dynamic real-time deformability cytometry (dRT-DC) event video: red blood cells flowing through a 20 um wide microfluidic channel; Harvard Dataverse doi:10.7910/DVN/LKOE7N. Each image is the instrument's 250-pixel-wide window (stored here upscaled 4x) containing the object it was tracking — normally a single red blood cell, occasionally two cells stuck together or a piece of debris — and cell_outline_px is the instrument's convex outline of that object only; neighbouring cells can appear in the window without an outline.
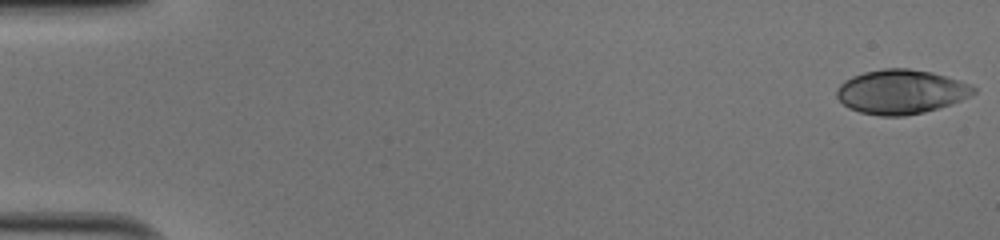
{"species": "human", "species_latin": "Homo sapiens", "temperature_condition": "cold", "stored_images_in_passage": 50, "camera_frame_rate_fps": 3000, "um_per_image_px": 0.085, "donor": {"sex": "male"}, "frame": {"image": 1, "passage_image": 1, "time_ms": 0.0, "image_size_px": [1000, 240], "cell_outline_px": [[976, 92], [972, 96], [952, 104], [924, 112], [904, 116], [880, 116], [860, 112], [848, 108], [836, 96], [836, 88], [844, 80], [852, 76], [864, 72], [884, 68], [908, 68], [932, 72], [960, 80], [972, 84], [976, 88]], "centroid_in_image_um": [76.61, 7.8], "position_along_channel_um": 8.4, "area_um2": 35.66}}
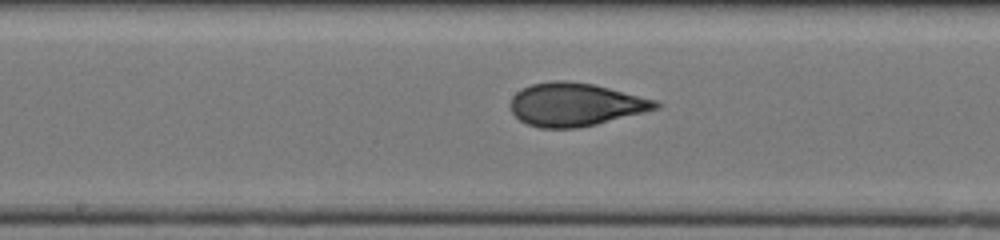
{"frame": {"image": 2, "passage_image": 27, "time_ms": 8.667, "image_size_px": [1000, 240], "cell_outline_px": [[664, 104], [660, 108], [596, 124], [576, 128], [540, 128], [528, 124], [520, 120], [512, 112], [512, 96], [516, 92], [532, 84], [552, 80], [568, 80], [592, 84], [656, 100]], "centroid_in_image_um": [48.92, 8.88], "position_along_channel_um": 199.3, "area_um2": 36.24}}
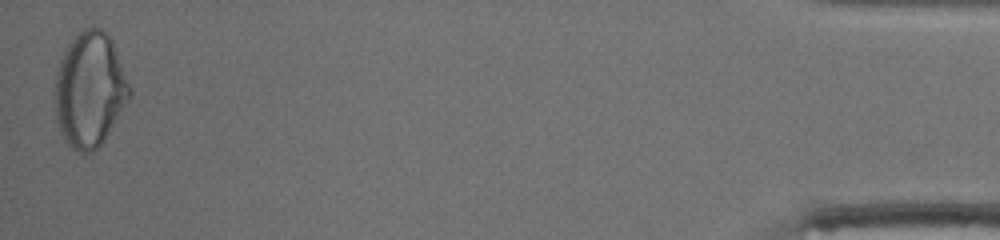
{"frame": {"image": 3, "passage_image": 50, "time_ms": 16.333, "image_size_px": [1000, 240], "cell_outline_px": [[132, 96], [100, 148], [92, 152], [80, 152], [72, 148], [64, 140], [60, 132], [56, 120], [56, 76], [60, 60], [68, 44], [84, 28], [100, 28], [112, 40], [132, 88]], "centroid_in_image_um": [7.67, 7.67], "position_along_channel_um": 427.5, "area_um2": 50.05}, "authors_computed_cell_mechanics": {"area_um2": 35.836, "velocity_mm_per_s": 4.1011, "shape_relaxation_time_tau1_ms": 7.9029, "shape_relaxation_time_tau2_ms": 0.8431, "deformation_change_tau1": 0.2437, "deformation_change_tau2": 0.0658}}